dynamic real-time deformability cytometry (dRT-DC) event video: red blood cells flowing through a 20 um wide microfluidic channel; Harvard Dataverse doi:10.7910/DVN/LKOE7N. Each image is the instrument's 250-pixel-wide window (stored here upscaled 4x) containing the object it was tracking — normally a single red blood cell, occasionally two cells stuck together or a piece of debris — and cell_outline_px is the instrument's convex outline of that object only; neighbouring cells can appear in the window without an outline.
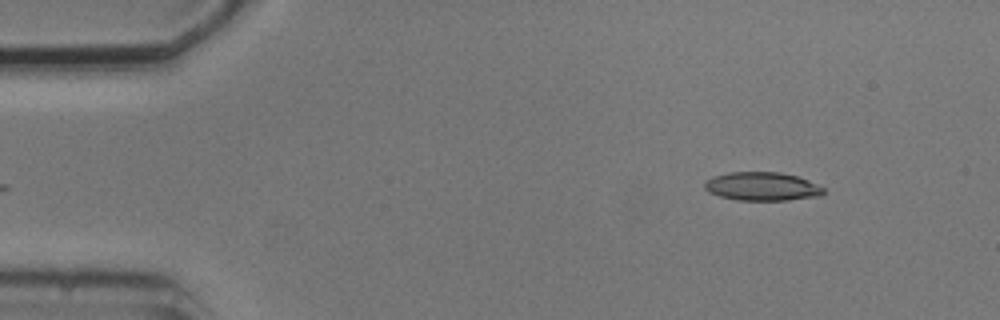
{"species": "common noctule bat (a hibernating species)", "species_latin": "Nyctalus noctula", "temperature_condition": "cold", "stored_images_in_passage": 3, "camera_frame_rate_fps": 3000, "um_per_image_px": 0.085, "animal": {"sex": "male", "body_mass_g": 20.5, "forearm_length_mm": 52.5}, "frame": {"image": 1, "passage_image": 3, "time_ms": 3.0, "image_size_px": [1000, 320], "cell_outline_px": [[824, 192], [820, 196], [788, 200], [736, 200], [720, 196], [708, 192], [704, 188], [704, 180], [712, 176], [728, 172], [780, 172], [796, 176], [808, 180], [824, 188]], "centroid_in_image_um": [64.73, 15.84], "position_along_channel_um": 20.3, "area_um2": 19.88}}